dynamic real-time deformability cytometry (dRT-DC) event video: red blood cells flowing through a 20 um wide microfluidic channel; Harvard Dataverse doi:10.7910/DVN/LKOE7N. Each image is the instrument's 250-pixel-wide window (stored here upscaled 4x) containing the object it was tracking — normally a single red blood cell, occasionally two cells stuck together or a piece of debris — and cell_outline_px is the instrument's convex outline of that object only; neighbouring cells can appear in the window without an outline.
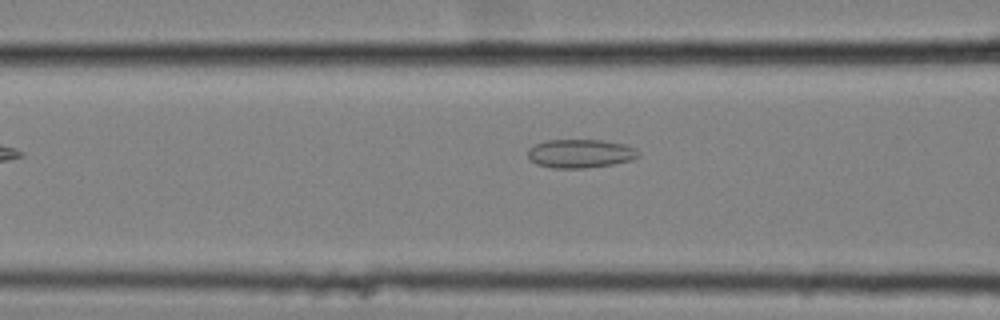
{"species": "common noctule bat (a hibernating species)", "species_latin": "Nyctalus noctula", "temperature_condition": "cold", "stored_images_in_passage": 12, "camera_frame_rate_fps": 3000, "um_per_image_px": 0.085, "animal": {"sex": "female", "body_mass_g": 25.1}, "frame": {"image": 1, "passage_image": 7, "time_ms": 2.0, "image_size_px": [1000, 320], "cell_outline_px": [[640, 156], [632, 160], [612, 164], [584, 168], [552, 168], [536, 164], [528, 160], [528, 148], [536, 144], [548, 140], [600, 140], [624, 144], [636, 148], [640, 152]], "centroid_in_image_um": [49.32, 13.05], "position_along_channel_um": 117.3, "area_um2": 18.55}}
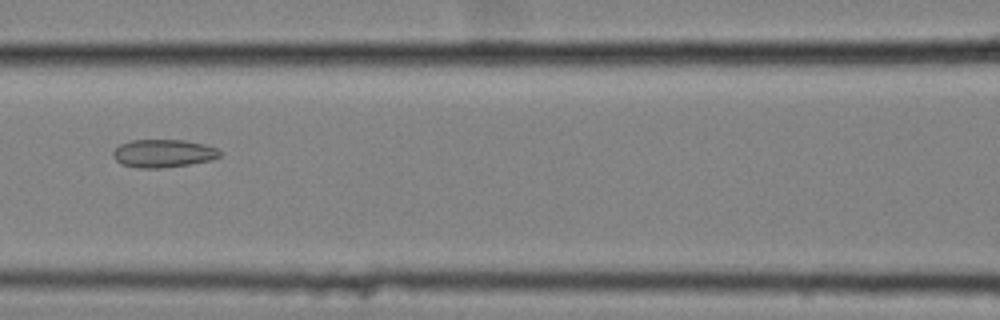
{"frame": {"image": 2, "passage_image": 10, "time_ms": 3.0, "image_size_px": [1000, 320], "cell_outline_px": [[220, 156], [208, 160], [188, 164], [160, 168], [136, 168], [120, 164], [112, 156], [112, 152], [120, 144], [132, 140], [184, 140], [204, 144], [216, 148], [220, 152]], "centroid_in_image_um": [13.82, 13.04], "position_along_channel_um": 152.8, "area_um2": 17.28}}